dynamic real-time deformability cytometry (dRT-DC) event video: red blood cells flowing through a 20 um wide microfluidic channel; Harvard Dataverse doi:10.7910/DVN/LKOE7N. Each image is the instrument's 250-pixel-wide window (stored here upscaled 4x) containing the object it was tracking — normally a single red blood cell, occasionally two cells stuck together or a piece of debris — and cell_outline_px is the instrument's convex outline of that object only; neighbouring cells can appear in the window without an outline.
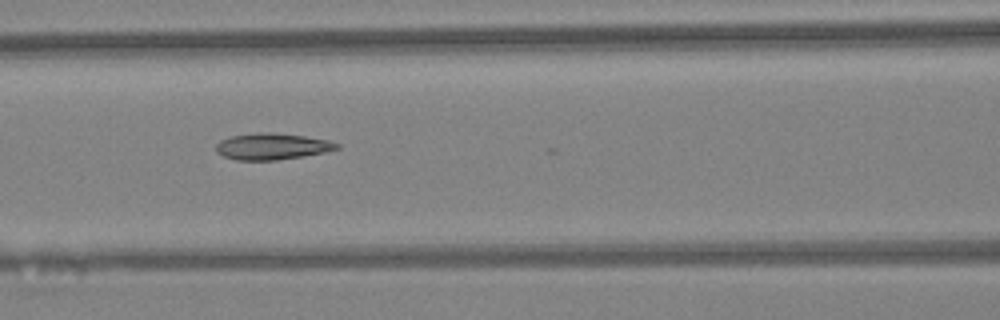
{"species": "Egyptian fruit bat (a non-hibernating species)", "species_latin": "Rousettus aegyptiacus", "temperature_condition": "warm", "stored_images_in_passage": 22, "camera_frame_rate_fps": 3000, "um_per_image_px": 0.085, "animal": {"sex": "female"}, "frame": {"image": 1, "passage_image": 21, "time_ms": 6.667, "image_size_px": [1000, 320], "cell_outline_px": [[340, 148], [324, 152], [276, 160], [236, 160], [224, 156], [216, 152], [216, 144], [220, 140], [232, 136], [264, 132], [272, 132], [304, 136], [328, 140], [340, 144]], "centroid_in_image_um": [23.11, 12.44], "position_along_channel_um": 143.5, "area_um2": 18.38}}